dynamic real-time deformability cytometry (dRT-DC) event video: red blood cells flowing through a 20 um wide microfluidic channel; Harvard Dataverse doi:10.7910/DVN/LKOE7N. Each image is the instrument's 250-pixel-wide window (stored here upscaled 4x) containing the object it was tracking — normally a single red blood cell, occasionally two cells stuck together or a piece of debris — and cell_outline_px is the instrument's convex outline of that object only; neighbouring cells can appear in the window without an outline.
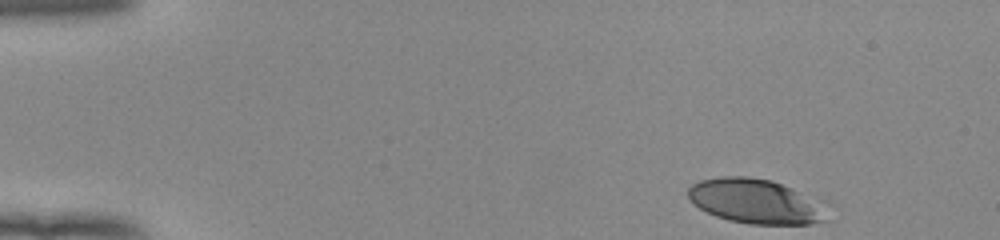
{"species": "human", "species_latin": "Homo sapiens", "temperature_condition": "room temperature", "stored_images_in_passage": 43, "camera_frame_rate_fps": 3000, "um_per_image_px": 0.085, "donor": {"sex": "female"}, "frame": {"image": 1, "passage_image": 1, "time_ms": 0.0, "image_size_px": [1000, 240], "cell_outline_px": [[832, 204], [828, 220], [812, 224], [752, 224], [728, 220], [716, 216], [700, 208], [688, 196], [688, 188], [692, 184], [700, 180], [720, 176], [748, 176], [772, 180], [828, 200]], "centroid_in_image_um": [64.44, 17.1], "position_along_channel_um": 20.6, "area_um2": 37.51}}
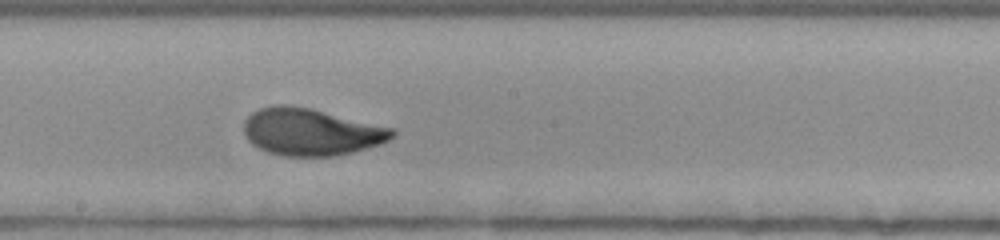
{"frame": {"image": 2, "passage_image": 25, "time_ms": 8.0, "image_size_px": [1000, 240], "cell_outline_px": [[396, 136], [380, 144], [352, 152], [332, 156], [284, 156], [268, 152], [252, 144], [248, 140], [244, 132], [244, 120], [252, 112], [260, 108], [276, 104], [288, 104], [308, 108], [396, 128]], "centroid_in_image_um": [26.45, 11.21], "position_along_channel_um": 221.8, "area_um2": 40.75}}
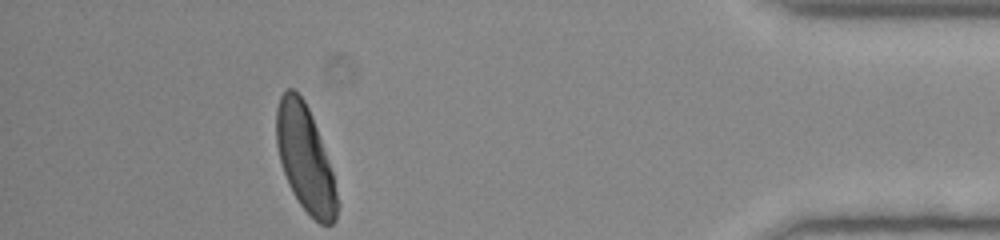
{"frame": {"image": 3, "passage_image": 43, "time_ms": 14.0, "image_size_px": [1000, 240], "cell_outline_px": [[340, 204], [336, 220], [332, 224], [320, 224], [300, 204], [292, 192], [288, 184], [280, 160], [276, 144], [276, 108], [280, 96], [288, 88], [292, 88], [304, 100], [312, 116], [332, 172]], "centroid_in_image_um": [25.94, 13.5], "position_along_channel_um": 409.3, "area_um2": 37.22}, "authors_computed_cell_mechanics": {"area_um2": 39.9976, "velocity_mm_per_s": 3.9102, "shape_relaxation_time_tau1_ms": 4.3795, "shape_relaxation_time_tau2_ms": 0.8159, "deformation_change_tau1": 0.182, "deformation_change_tau2": 0.0614}}